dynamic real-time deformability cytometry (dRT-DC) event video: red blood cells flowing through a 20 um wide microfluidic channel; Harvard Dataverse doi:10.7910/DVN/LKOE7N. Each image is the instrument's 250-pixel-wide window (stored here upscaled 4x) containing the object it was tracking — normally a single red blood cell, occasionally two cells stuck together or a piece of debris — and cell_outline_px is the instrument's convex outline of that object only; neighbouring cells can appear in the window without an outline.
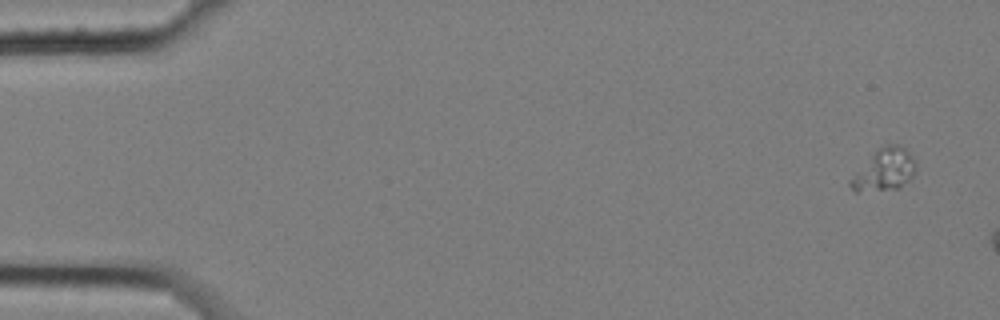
{"species": "common noctule bat (a hibernating species)", "species_latin": "Nyctalus noctula", "temperature_condition": "cold", "stored_images_in_passage": 4, "camera_frame_rate_fps": 3000, "um_per_image_px": 0.085, "animal": {"sex": "female", "body_mass_g": 25.1}, "frame": {"image": 1, "passage_image": 1, "time_ms": 0.0, "image_size_px": [1000, 320], "cell_outline_px": [[916, 164], [912, 176], [908, 180], [896, 188], [856, 192], [848, 184], [848, 180], [872, 152], [888, 144], [896, 144], [904, 148], [912, 156]], "centroid_in_image_um": [75.11, 14.42], "position_along_channel_um": 9.9, "area_um2": 15.72}}